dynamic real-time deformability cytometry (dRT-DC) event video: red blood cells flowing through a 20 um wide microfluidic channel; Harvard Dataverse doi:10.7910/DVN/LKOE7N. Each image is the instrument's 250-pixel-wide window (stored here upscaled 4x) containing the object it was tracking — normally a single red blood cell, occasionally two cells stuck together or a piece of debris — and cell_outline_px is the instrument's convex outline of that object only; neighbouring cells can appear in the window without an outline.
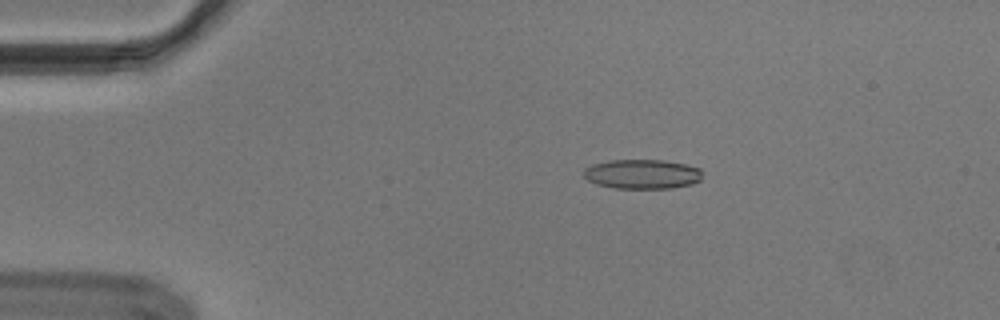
{"species": "Egyptian fruit bat (a non-hibernating species)", "species_latin": "Rousettus aegyptiacus", "temperature_condition": "cold", "stored_images_in_passage": 45, "camera_frame_rate_fps": 3000, "um_per_image_px": 0.085, "animal": {"sex": "male"}, "frame": {"image": 1, "passage_image": 1, "time_ms": 0.0, "image_size_px": [1000, 320], "cell_outline_px": [[700, 180], [692, 184], [672, 188], [612, 188], [596, 184], [588, 180], [584, 176], [584, 168], [592, 164], [612, 160], [664, 160], [684, 164], [700, 168]], "centroid_in_image_um": [54.56, 14.8], "position_along_channel_um": 30.4, "area_um2": 20.35}}
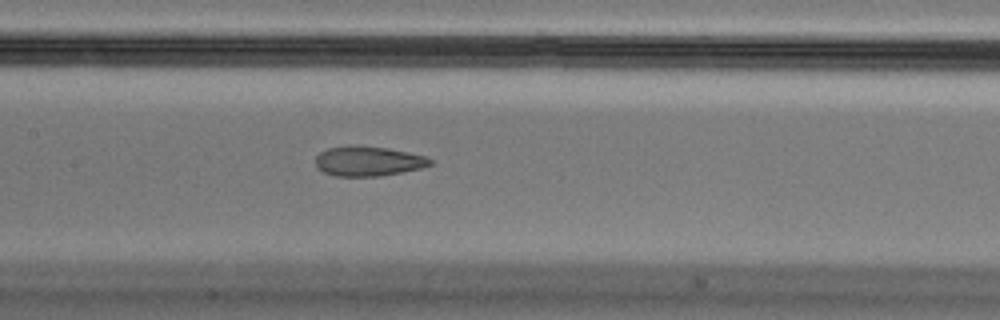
{"frame": {"image": 2, "passage_image": 17, "time_ms": 5.333, "image_size_px": [1000, 320], "cell_outline_px": [[432, 164], [420, 168], [380, 176], [336, 176], [324, 172], [316, 168], [316, 156], [320, 152], [328, 148], [348, 144], [356, 144], [388, 148], [428, 156], [432, 160]], "centroid_in_image_um": [31.28, 13.67], "position_along_channel_um": 176.1, "area_um2": 20.17}}
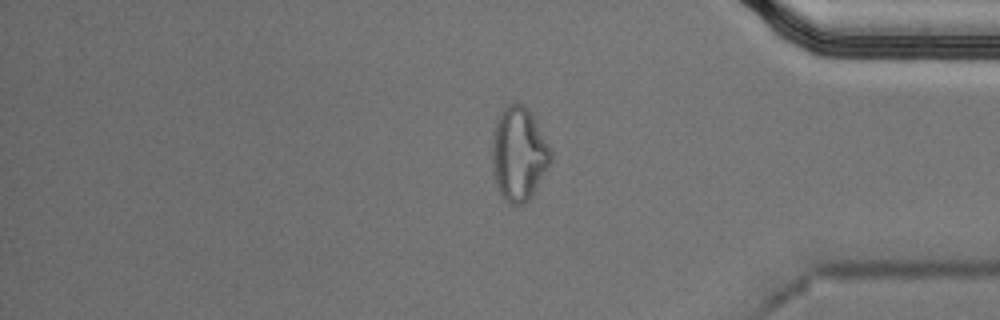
{"frame": {"image": 3, "passage_image": 36, "time_ms": 11.667, "image_size_px": [1000, 320], "cell_outline_px": [[552, 160], [528, 200], [524, 204], [512, 204], [504, 200], [496, 184], [492, 172], [492, 140], [496, 116], [508, 104], [524, 104], [532, 112], [552, 152]], "centroid_in_image_um": [44.07, 13.05], "position_along_channel_um": 391.1, "area_um2": 32.08}, "authors_computed_cell_mechanics": {"area_um2": 21.097, "velocity_mm_per_s": 3.7033, "shape_relaxation_time_tau1_ms": null, "shape_relaxation_time_tau2_ms": 1.6435, "deformation_change_tau1": null, "deformation_change_tau2": 0.0907}}